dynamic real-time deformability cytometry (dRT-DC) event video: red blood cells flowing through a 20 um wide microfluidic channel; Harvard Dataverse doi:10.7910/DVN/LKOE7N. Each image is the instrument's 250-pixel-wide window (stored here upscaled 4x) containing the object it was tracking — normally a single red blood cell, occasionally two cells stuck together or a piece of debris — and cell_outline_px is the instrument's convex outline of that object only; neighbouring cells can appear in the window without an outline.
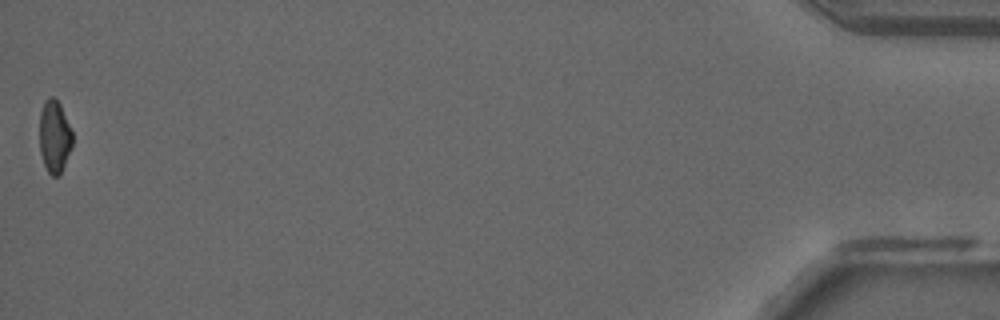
{"species": "common noctule bat (a hibernating species)", "species_latin": "Nyctalus noctula", "temperature_condition": "room temperature", "stored_images_in_passage": 38, "camera_frame_rate_fps": 3000, "um_per_image_px": 0.085, "animal": {"sex": "male", "forearm_length_mm": 52.5}, "frame": {"image": 1, "passage_image": 37, "time_ms": 12.0, "image_size_px": [1000, 320], "cell_outline_px": [[72, 148], [60, 176], [52, 176], [48, 172], [44, 164], [40, 152], [40, 112], [44, 100], [48, 96], [52, 96], [60, 104], [72, 132]], "centroid_in_image_um": [4.63, 11.62], "position_along_channel_um": 430.6, "area_um2": 13.99}}